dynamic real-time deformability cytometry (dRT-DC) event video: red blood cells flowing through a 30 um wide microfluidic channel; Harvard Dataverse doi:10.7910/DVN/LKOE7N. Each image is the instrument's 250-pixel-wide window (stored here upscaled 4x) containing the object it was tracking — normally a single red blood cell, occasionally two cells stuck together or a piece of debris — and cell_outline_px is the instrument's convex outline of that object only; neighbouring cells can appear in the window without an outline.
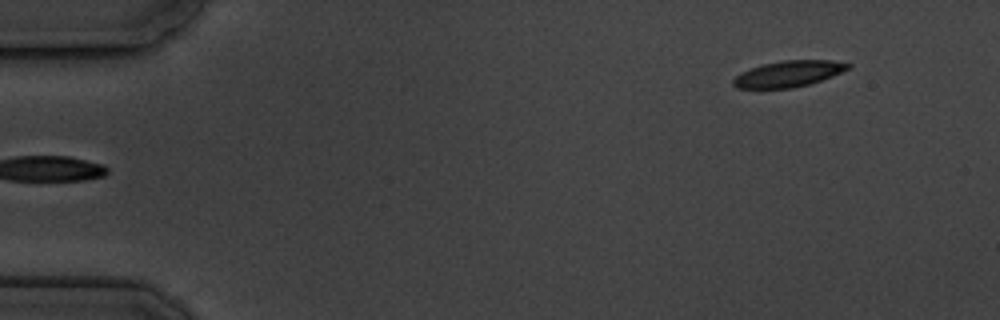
{"species": "common noctule bat (a hibernating species)", "species_latin": "Nyctalus noctula", "temperature_condition": "cold", "stored_images_in_passage": 9, "camera_frame_rate_fps": 3000, "um_per_image_px": 0.085, "animal": {"sex": "male", "body_mass_g": 19.5, "forearm_length_mm": 54.6}, "frame": {"image": 1, "passage_image": 1, "time_ms": 0.0, "image_size_px": [1000, 320], "cell_outline_px": [[852, 68], [832, 76], [808, 84], [792, 88], [736, 88], [732, 84], [732, 80], [740, 72], [764, 64], [784, 60], [832, 60], [852, 64]], "centroid_in_image_um": [67.04, 6.27], "position_along_channel_um": 18.0, "area_um2": 17.4}}
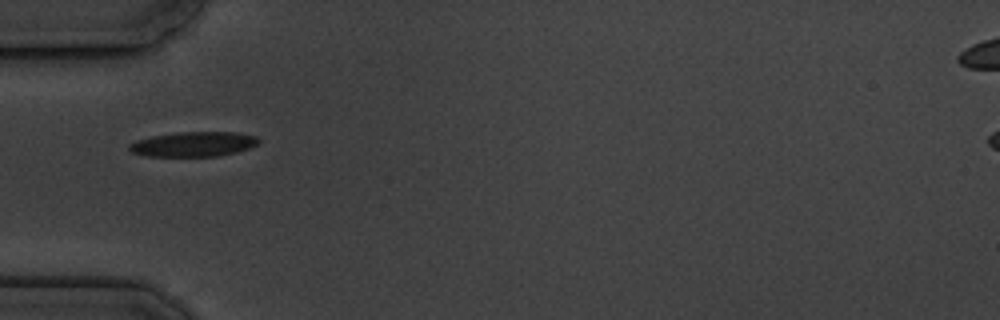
{"frame": {"image": 2, "passage_image": 4, "time_ms": 4.333, "image_size_px": [1000, 320], "cell_outline_px": [[260, 140], [256, 144], [248, 148], [236, 152], [220, 156], [148, 156], [132, 152], [128, 148], [128, 144], [136, 140], [152, 136], [176, 132], [236, 132], [256, 136]], "centroid_in_image_um": [16.43, 12.25], "position_along_channel_um": 68.6, "area_um2": 18.67}}
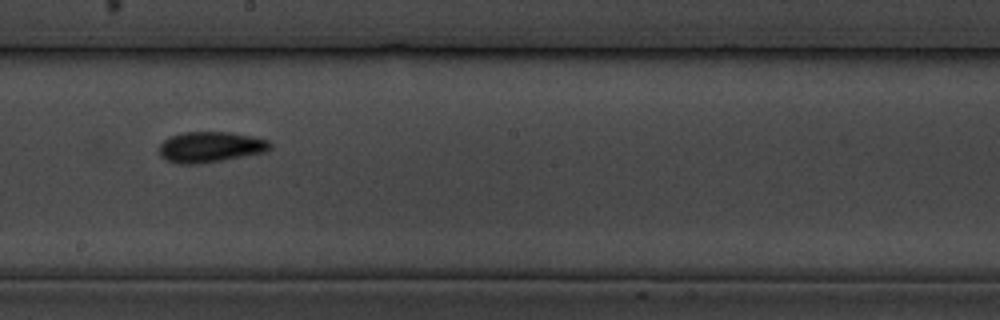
{"frame": {"image": 3, "passage_image": 8, "time_ms": 9.0, "image_size_px": [1000, 320], "cell_outline_px": [[272, 148], [268, 152], [224, 160], [196, 164], [180, 164], [168, 160], [160, 156], [160, 144], [168, 136], [184, 132], [232, 132], [252, 136], [268, 140], [272, 144]], "centroid_in_image_um": [17.93, 12.49], "position_along_channel_um": 230.3, "area_um2": 20.06}}